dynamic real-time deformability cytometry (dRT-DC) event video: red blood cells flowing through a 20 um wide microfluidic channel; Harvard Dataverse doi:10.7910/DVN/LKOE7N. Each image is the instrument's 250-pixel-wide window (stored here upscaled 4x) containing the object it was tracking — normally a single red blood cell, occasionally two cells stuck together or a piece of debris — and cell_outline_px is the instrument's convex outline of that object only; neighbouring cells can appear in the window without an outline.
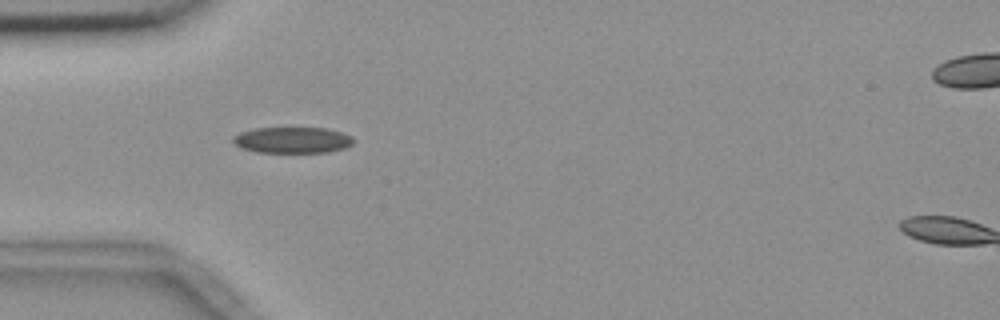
{"species": "common noctule bat (a hibernating species)", "species_latin": "Nyctalus noctula", "temperature_condition": "room temperature", "stored_images_in_passage": 40, "camera_frame_rate_fps": 3000, "um_per_image_px": 0.085, "animal": {"sex": "female", "body_mass_g": 18.4}, "frame": {"image": 1, "passage_image": 1, "time_ms": 0.0, "image_size_px": [1000, 320], "cell_outline_px": [[356, 140], [352, 144], [344, 148], [328, 152], [256, 152], [240, 148], [232, 140], [232, 136], [240, 132], [252, 128], [324, 128], [340, 132], [352, 136]], "centroid_in_image_um": [24.84, 11.9], "position_along_channel_um": 60.2, "area_um2": 18.38}}
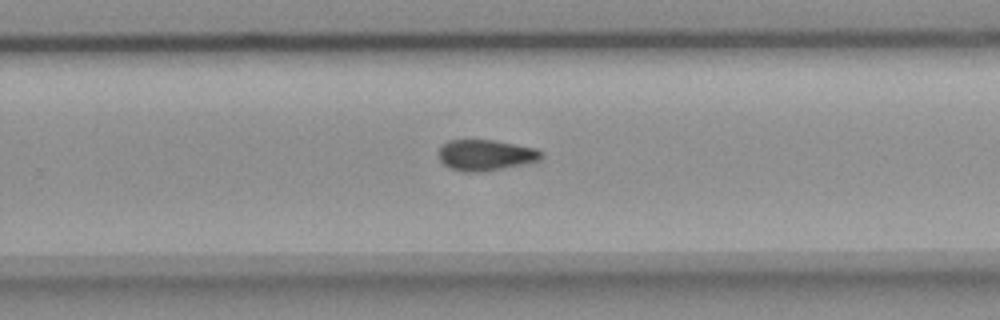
{"frame": {"image": 2, "passage_image": 20, "time_ms": 6.333, "image_size_px": [1000, 320], "cell_outline_px": [[544, 156], [540, 160], [484, 172], [460, 172], [448, 168], [440, 160], [440, 148], [448, 140], [492, 140], [536, 148], [544, 152]], "centroid_in_image_um": [41.29, 13.19], "position_along_channel_um": 288.5, "area_um2": 18.5}}
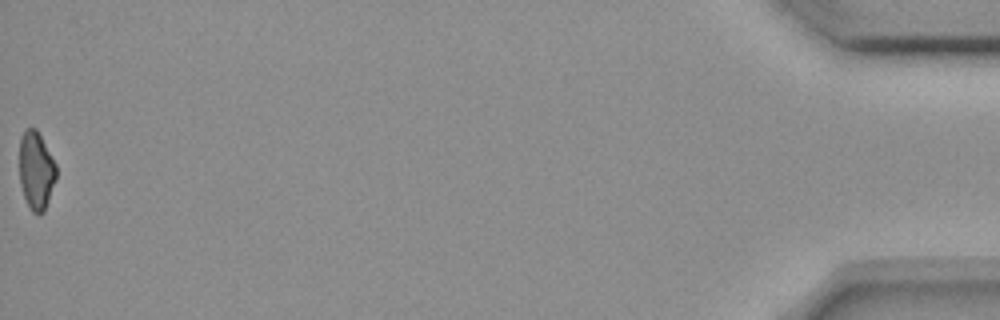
{"frame": {"image": 3, "passage_image": 40, "time_ms": 13.0, "image_size_px": [1000, 320], "cell_outline_px": [[56, 180], [44, 212], [40, 216], [32, 212], [24, 196], [20, 184], [20, 136], [24, 128], [36, 128], [56, 164]], "centroid_in_image_um": [3.07, 14.5], "position_along_channel_um": 432.1, "area_um2": 16.82}, "authors_computed_cell_mechanics": {"area_um2": 18.496, "velocity_mm_per_s": 3.656, "shape_relaxation_time_tau1_ms": null, "shape_relaxation_time_tau2_ms": 7.377, "deformation_change_tau1": null, "deformation_change_tau2": 0.1357}}